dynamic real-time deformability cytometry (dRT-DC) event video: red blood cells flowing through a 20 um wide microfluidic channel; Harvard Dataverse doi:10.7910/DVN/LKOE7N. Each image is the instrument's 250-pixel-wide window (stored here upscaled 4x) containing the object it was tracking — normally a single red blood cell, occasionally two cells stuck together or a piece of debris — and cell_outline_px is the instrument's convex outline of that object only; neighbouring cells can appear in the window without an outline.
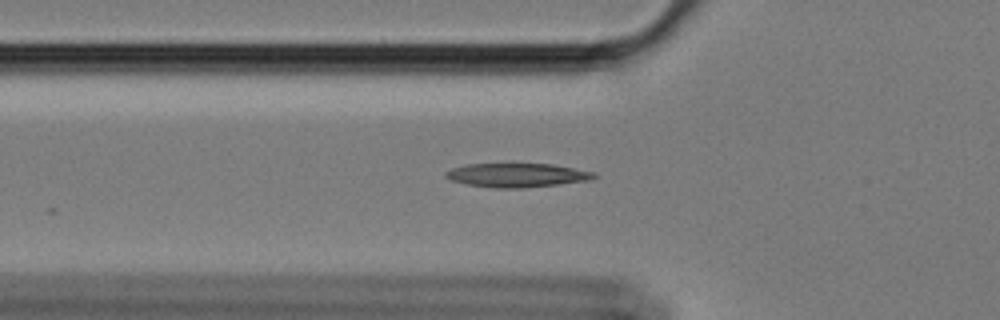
{"species": "Egyptian fruit bat (a non-hibernating species)", "species_latin": "Rousettus aegyptiacus", "temperature_condition": "cold", "stored_images_in_passage": 10, "camera_frame_rate_fps": 3000, "um_per_image_px": 0.085, "animal": {"sex": "female"}, "frame": {"image": 1, "passage_image": 2, "time_ms": 0.333, "image_size_px": [1000, 320], "cell_outline_px": [[596, 176], [592, 180], [560, 184], [524, 188], [492, 188], [468, 184], [452, 180], [444, 176], [444, 172], [452, 168], [464, 164], [552, 164], [596, 172]], "centroid_in_image_um": [43.96, 14.89], "position_along_channel_um": 81.8, "area_um2": 20.75}}
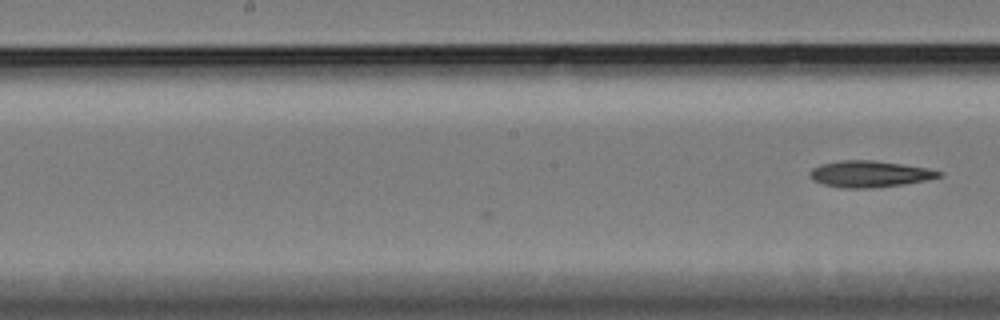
{"frame": {"image": 2, "passage_image": 10, "time_ms": 3.0, "image_size_px": [1000, 320], "cell_outline_px": [[944, 176], [928, 180], [904, 184], [872, 188], [844, 188], [824, 184], [812, 180], [812, 168], [820, 164], [840, 160], [872, 160], [928, 168], [944, 172]], "centroid_in_image_um": [73.98, 14.79], "position_along_channel_um": 174.2, "area_um2": 19.83}}